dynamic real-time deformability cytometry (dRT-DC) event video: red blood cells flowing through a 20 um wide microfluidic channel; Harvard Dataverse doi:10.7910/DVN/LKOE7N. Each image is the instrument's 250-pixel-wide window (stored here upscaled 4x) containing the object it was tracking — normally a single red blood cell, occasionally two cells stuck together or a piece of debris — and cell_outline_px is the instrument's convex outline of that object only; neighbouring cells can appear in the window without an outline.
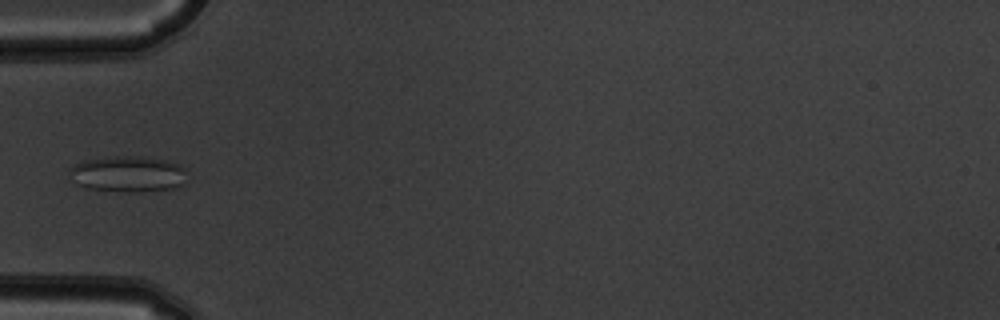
{"species": "common noctule bat (a hibernating species)", "species_latin": "Nyctalus noctula", "temperature_condition": "warm", "stored_images_in_passage": 5, "camera_frame_rate_fps": 3000, "um_per_image_px": 0.085, "animal": {"sex": "male", "body_mass_g": 19.5, "forearm_length_mm": 54.6}, "frame": {"image": 1, "passage_image": 5, "time_ms": 1.333, "image_size_px": [1000, 320], "cell_outline_px": [[184, 184], [176, 188], [140, 192], [124, 192], [84, 188], [76, 184], [68, 172], [68, 168], [84, 160], [116, 156], [148, 156], [168, 160], [180, 164], [184, 168]], "centroid_in_image_um": [10.87, 14.79], "position_along_channel_um": 74.1, "area_um2": 25.09}}